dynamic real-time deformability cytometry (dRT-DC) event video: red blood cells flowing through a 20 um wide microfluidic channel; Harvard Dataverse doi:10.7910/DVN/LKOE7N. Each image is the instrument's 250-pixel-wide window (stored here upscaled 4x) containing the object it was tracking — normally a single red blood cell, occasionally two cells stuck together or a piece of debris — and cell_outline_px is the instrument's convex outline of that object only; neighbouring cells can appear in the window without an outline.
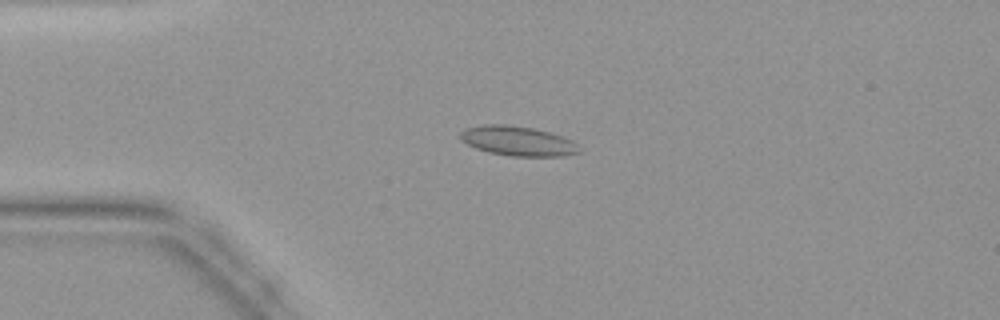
{"species": "common noctule bat (a hibernating species)", "species_latin": "Nyctalus noctula", "temperature_condition": "warm", "stored_images_in_passage": 42, "camera_frame_rate_fps": 3000, "um_per_image_px": 0.085, "animal": {"sex": "female", "body_mass_g": 19.9}, "frame": {"image": 1, "passage_image": 9, "time_ms": 2.667, "image_size_px": [1000, 320], "cell_outline_px": [[580, 152], [560, 156], [512, 156], [488, 152], [476, 148], [460, 140], [460, 132], [464, 128], [484, 124], [504, 124], [532, 128], [548, 132], [572, 140], [576, 144]], "centroid_in_image_um": [43.95, 11.98], "position_along_channel_um": 41.0, "area_um2": 20.35}}
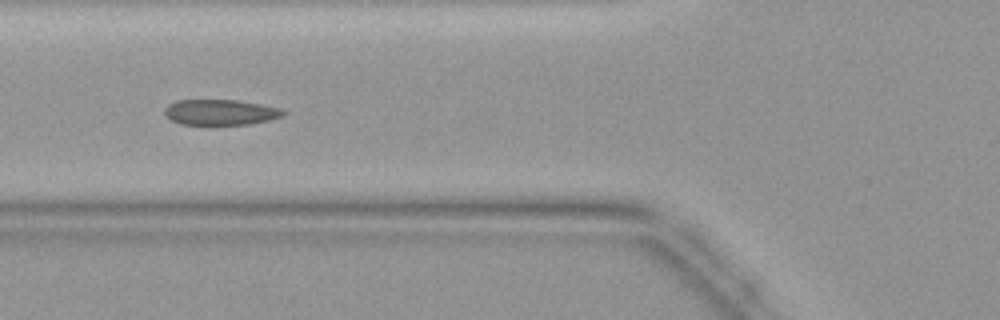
{"frame": {"image": 2, "passage_image": 15, "time_ms": 4.667, "image_size_px": [1000, 320], "cell_outline_px": [[284, 116], [268, 120], [248, 124], [208, 128], [180, 124], [172, 120], [164, 112], [164, 108], [168, 104], [176, 100], [236, 100], [260, 104], [280, 108], [284, 112]], "centroid_in_image_um": [18.68, 9.59], "position_along_channel_um": 107.1, "area_um2": 18.44}}
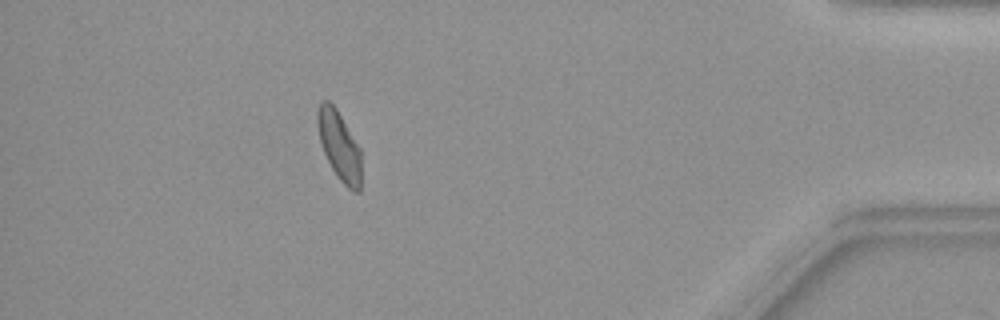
{"frame": {"image": 3, "passage_image": 38, "time_ms": 12.333, "image_size_px": [1000, 320], "cell_outline_px": [[360, 192], [352, 192], [336, 176], [324, 152], [320, 140], [316, 124], [316, 112], [320, 100], [328, 100], [336, 108], [360, 148]], "centroid_in_image_um": [28.81, 12.36], "position_along_channel_um": 406.4, "area_um2": 17.57}}